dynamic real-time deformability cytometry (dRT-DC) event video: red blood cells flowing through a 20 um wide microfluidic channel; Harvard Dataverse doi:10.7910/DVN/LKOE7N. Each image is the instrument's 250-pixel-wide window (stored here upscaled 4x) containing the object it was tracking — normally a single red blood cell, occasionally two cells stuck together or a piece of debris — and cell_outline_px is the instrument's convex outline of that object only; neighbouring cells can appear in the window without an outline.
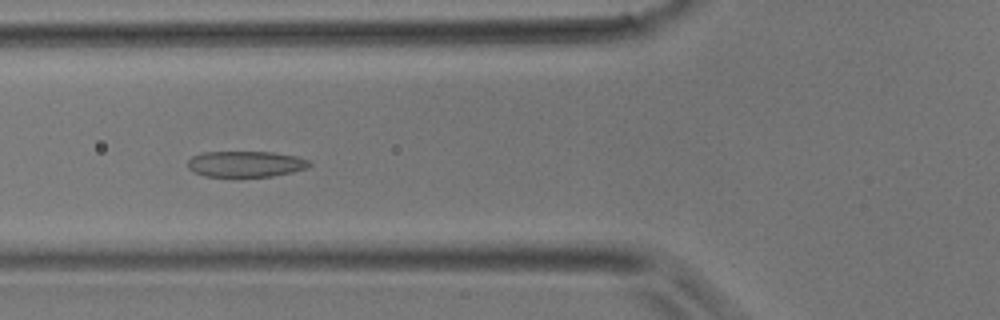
{"species": "common noctule bat (a hibernating species)", "species_latin": "Nyctalus noctula", "temperature_condition": "room temperature", "stored_images_in_passage": 5, "camera_frame_rate_fps": 3000, "um_per_image_px": 0.085, "animal": {"sex": "male", "body_mass_g": 17.9}, "frame": {"image": 1, "passage_image": 5, "time_ms": 1.333, "image_size_px": [1000, 320], "cell_outline_px": [[312, 164], [308, 168], [292, 172], [272, 176], [204, 176], [192, 172], [188, 168], [188, 160], [192, 156], [200, 152], [272, 152], [296, 156], [308, 160]], "centroid_in_image_um": [20.86, 13.93], "position_along_channel_um": 104.9, "area_um2": 18.44}}